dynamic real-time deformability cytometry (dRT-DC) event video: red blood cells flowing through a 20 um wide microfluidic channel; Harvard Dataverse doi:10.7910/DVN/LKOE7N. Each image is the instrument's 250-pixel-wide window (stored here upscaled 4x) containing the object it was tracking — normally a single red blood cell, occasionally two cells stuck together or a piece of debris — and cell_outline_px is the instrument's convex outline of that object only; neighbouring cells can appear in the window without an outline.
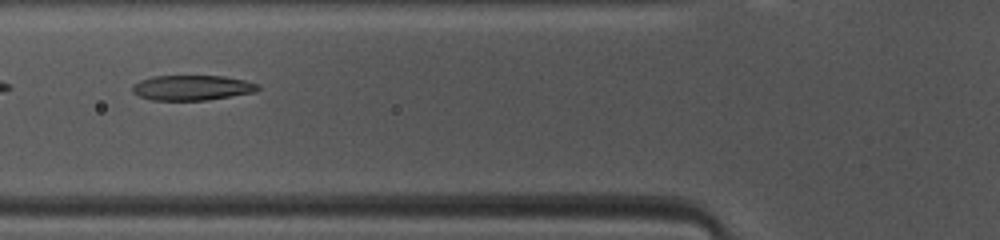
{"species": "common noctule bat (a hibernating species)", "species_latin": "Nyctalus noctula", "temperature_condition": "warm", "stored_images_in_passage": 47, "camera_frame_rate_fps": 3000, "um_per_image_px": 0.085, "animal": {"sex": "female", "body_mass_g": 10.0, "forearm_length_mm": 53.1}, "frame": {"image": 1, "passage_image": 15, "time_ms": 4.667, "image_size_px": [1000, 240], "cell_outline_px": [[260, 88], [256, 92], [208, 100], [152, 100], [140, 96], [132, 92], [132, 84], [140, 80], [152, 76], [224, 76], [244, 80], [260, 84]], "centroid_in_image_um": [16.34, 7.45], "position_along_channel_um": 109.5, "area_um2": 18.5}}
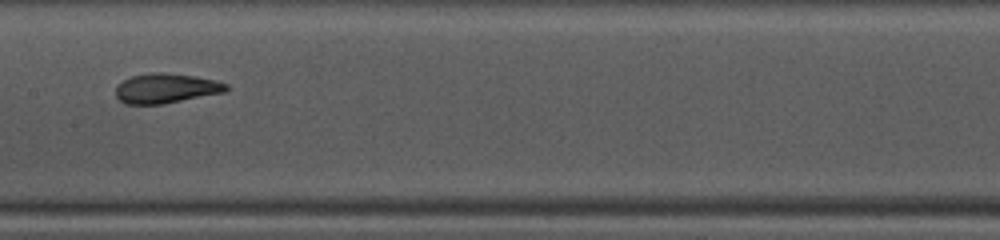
{"frame": {"image": 2, "passage_image": 21, "time_ms": 6.667, "image_size_px": [1000, 240], "cell_outline_px": [[232, 88], [224, 92], [160, 104], [124, 104], [116, 96], [116, 88], [124, 80], [132, 76], [152, 72], [164, 72], [196, 76], [216, 80], [228, 84]], "centroid_in_image_um": [14.14, 7.49], "position_along_channel_um": 193.3, "area_um2": 19.07}}
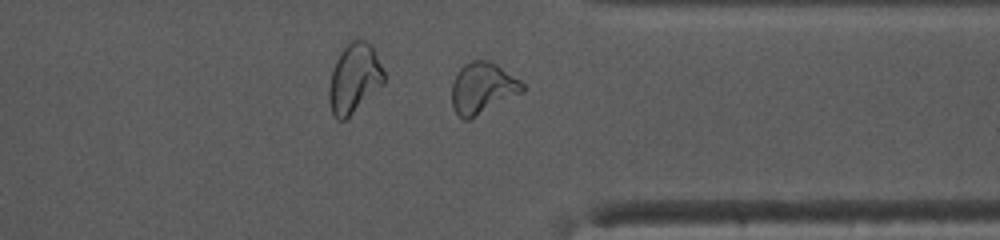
{"frame": {"image": 3, "passage_image": 34, "time_ms": 11.0, "image_size_px": [1000, 240], "cell_outline_px": [[524, 92], [468, 120], [464, 120], [452, 108], [452, 84], [460, 68], [464, 64], [472, 60], [488, 60], [496, 64], [520, 80], [524, 84]], "centroid_in_image_um": [41.02, 7.49], "position_along_channel_um": 370.4, "area_um2": 20.98}, "authors_computed_cell_mechanics": {"area_um2": 20.0566, "velocity_mm_per_s": 4.1661, "shape_relaxation_time_tau1_ms": 6.3841, "shape_relaxation_time_tau2_ms": 1.725, "deformation_change_tau1": 0.2745, "deformation_change_tau2": 0.0884}}